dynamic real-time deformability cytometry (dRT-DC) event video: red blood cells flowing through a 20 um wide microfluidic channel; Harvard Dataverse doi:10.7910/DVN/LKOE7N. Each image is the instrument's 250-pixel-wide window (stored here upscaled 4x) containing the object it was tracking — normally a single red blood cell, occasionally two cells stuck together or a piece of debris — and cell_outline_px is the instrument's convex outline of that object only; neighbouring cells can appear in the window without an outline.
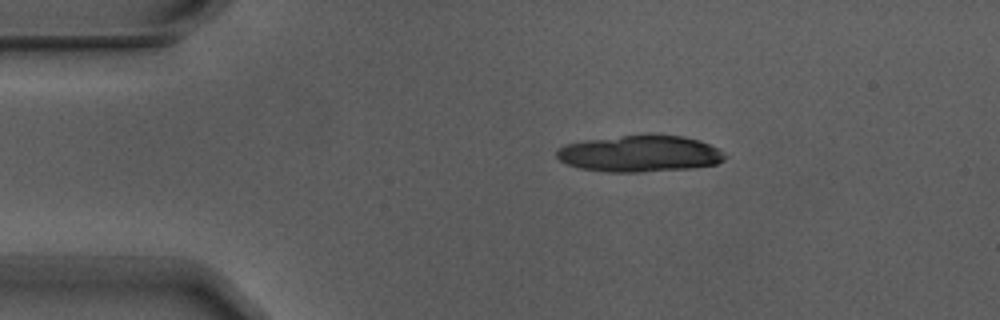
{"species": "Egyptian fruit bat (a non-hibernating species)", "species_latin": "Rousettus aegyptiacus", "temperature_condition": "warm", "stored_images_in_passage": 7, "camera_frame_rate_fps": 3000, "um_per_image_px": 0.085, "animal": {"sex": "male"}, "frame": {"image": 1, "passage_image": 2, "time_ms": 0.333, "image_size_px": [1000, 320], "cell_outline_px": [[728, 156], [724, 160], [716, 164], [692, 168], [640, 172], [608, 172], [580, 168], [568, 164], [560, 160], [556, 156], [556, 152], [560, 148], [568, 144], [588, 140], [648, 132], [652, 132], [684, 136], [700, 140], [716, 148]], "centroid_in_image_um": [54.44, 13.03], "position_along_channel_um": 30.6, "area_um2": 36.24}}
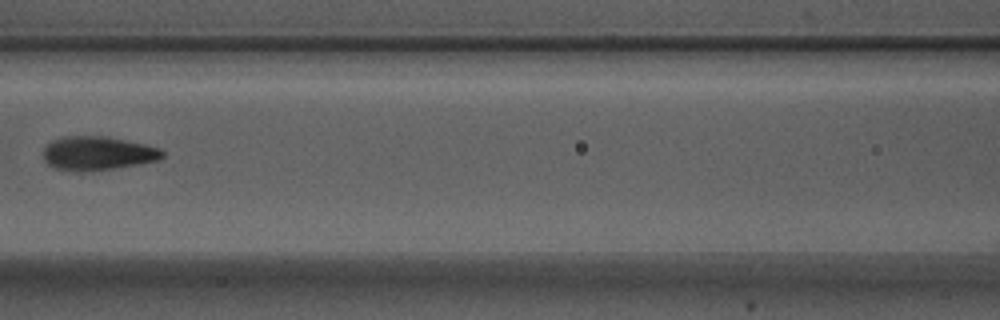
{"frame": {"image": 2, "passage_image": 6, "time_ms": 1.667, "image_size_px": [1000, 320], "cell_outline_px": [[164, 156], [160, 160], [140, 164], [92, 172], [76, 172], [56, 168], [48, 164], [44, 160], [44, 148], [52, 140], [64, 136], [104, 136], [144, 144], [156, 148], [164, 152]], "centroid_in_image_um": [8.29, 13.05], "position_along_channel_um": 158.3, "area_um2": 23.58}}
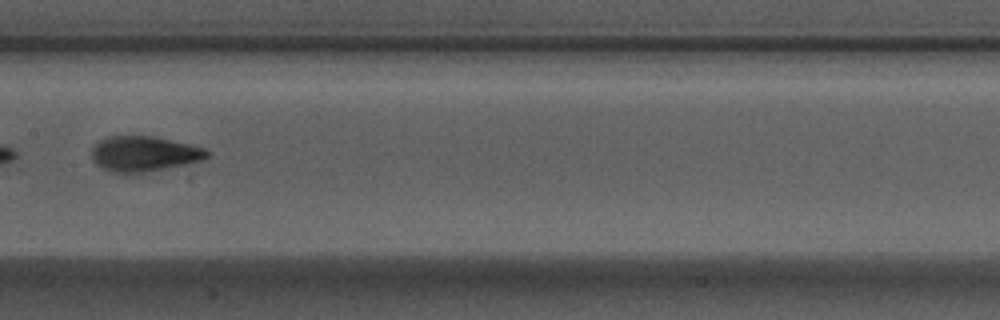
{"frame": {"image": 3, "passage_image": 7, "time_ms": 2.0, "image_size_px": [1000, 320], "cell_outline_px": [[208, 156], [200, 160], [140, 172], [108, 172], [96, 164], [92, 160], [92, 148], [100, 140], [108, 136], [152, 136], [192, 144], [204, 148], [208, 152]], "centroid_in_image_um": [12.18, 13.04], "position_along_channel_um": 195.2, "area_um2": 23.12}}